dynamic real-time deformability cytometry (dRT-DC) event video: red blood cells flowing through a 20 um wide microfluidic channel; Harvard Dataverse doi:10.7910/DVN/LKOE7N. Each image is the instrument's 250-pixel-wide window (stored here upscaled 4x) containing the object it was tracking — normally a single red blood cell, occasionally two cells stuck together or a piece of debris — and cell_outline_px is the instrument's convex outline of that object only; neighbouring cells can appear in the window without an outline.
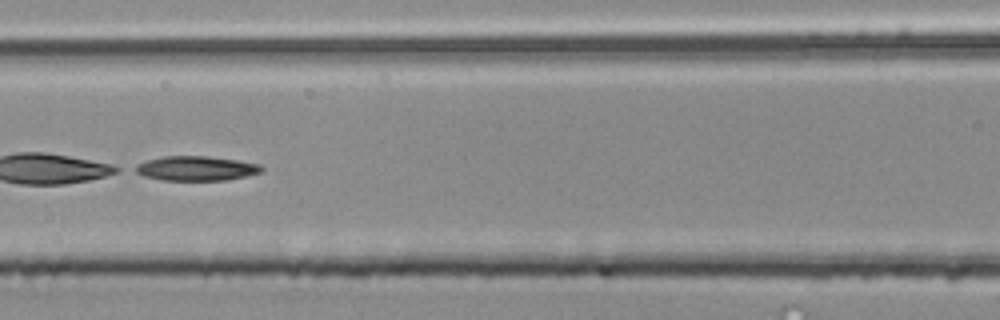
{"species": "common noctule bat (a hibernating species)", "species_latin": "Nyctalus noctula", "temperature_condition": "room temperature", "stored_images_in_passage": 53, "segment_of_instrument_passage": [2, 2], "camera_frame_rate_fps": 3000, "um_per_image_px": 0.085, "animal": {"sex": "male", "body_mass_g": 20.4}, "frame": {"image": 1, "passage_image": 24, "time_ms": 7.667, "image_size_px": [1000, 320], "cell_outline_px": [[264, 168], [260, 172], [228, 180], [160, 180], [144, 176], [128, 168], [144, 160], [164, 156], [208, 156], [236, 160], [260, 164]], "centroid_in_image_um": [16.58, 14.31], "position_along_channel_um": 150.0, "area_um2": 18.26}}